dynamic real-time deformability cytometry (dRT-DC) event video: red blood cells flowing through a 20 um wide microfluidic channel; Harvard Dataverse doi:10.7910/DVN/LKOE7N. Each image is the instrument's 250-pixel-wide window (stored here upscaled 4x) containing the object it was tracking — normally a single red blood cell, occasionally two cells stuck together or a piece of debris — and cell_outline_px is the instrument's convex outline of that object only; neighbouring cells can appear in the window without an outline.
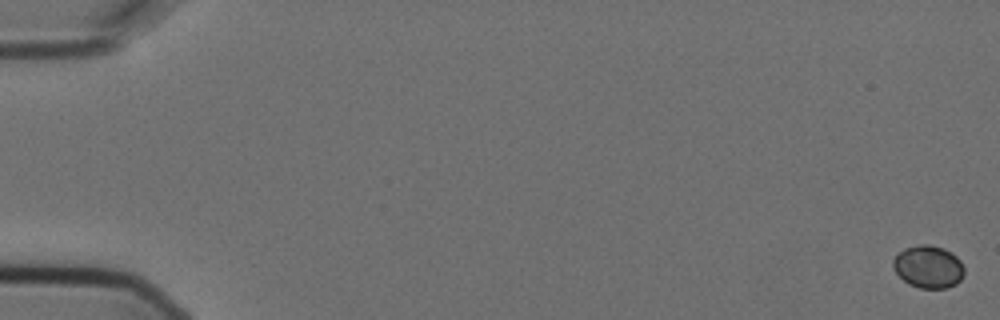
{"species": "Egyptian fruit bat (a non-hibernating species)", "species_latin": "Rousettus aegyptiacus", "temperature_condition": "cold", "stored_images_in_passage": 5, "camera_frame_rate_fps": 3000, "um_per_image_px": 0.085, "animal": {"sex": "female"}, "frame": {"image": 1, "passage_image": 1, "time_ms": 0.0, "image_size_px": [1000, 320], "cell_outline_px": [[964, 276], [956, 284], [948, 288], [920, 288], [908, 284], [892, 268], [892, 260], [904, 248], [920, 244], [928, 244], [944, 248], [952, 252], [960, 260], [964, 268]], "centroid_in_image_um": [78.92, 22.67], "position_along_channel_um": 6.1, "area_um2": 17.8}}
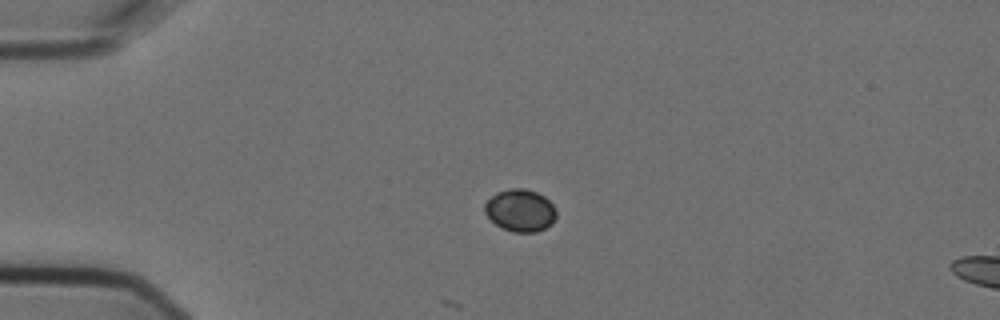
{"frame": {"image": 2, "passage_image": 4, "time_ms": 1.0, "image_size_px": [1000, 320], "cell_outline_px": [[556, 216], [552, 224], [536, 232], [512, 232], [496, 224], [484, 212], [484, 204], [496, 192], [512, 188], [524, 188], [536, 192], [544, 196], [556, 208]], "centroid_in_image_um": [44.23, 17.88], "position_along_channel_um": 40.8, "area_um2": 17.57}}